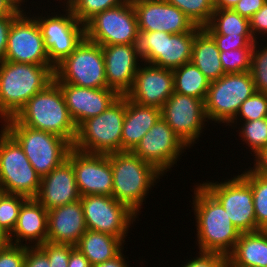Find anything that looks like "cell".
I'll return each mask as SVG.
<instances>
[{
  "label": "cell",
  "mask_w": 267,
  "mask_h": 267,
  "mask_svg": "<svg viewBox=\"0 0 267 267\" xmlns=\"http://www.w3.org/2000/svg\"><path fill=\"white\" fill-rule=\"evenodd\" d=\"M109 160L113 173L112 196L140 215L149 190L164 175L130 151L111 153Z\"/></svg>",
  "instance_id": "cell-4"
},
{
  "label": "cell",
  "mask_w": 267,
  "mask_h": 267,
  "mask_svg": "<svg viewBox=\"0 0 267 267\" xmlns=\"http://www.w3.org/2000/svg\"><path fill=\"white\" fill-rule=\"evenodd\" d=\"M160 117V108L141 105L126 97V112L122 127L121 152H131Z\"/></svg>",
  "instance_id": "cell-26"
},
{
  "label": "cell",
  "mask_w": 267,
  "mask_h": 267,
  "mask_svg": "<svg viewBox=\"0 0 267 267\" xmlns=\"http://www.w3.org/2000/svg\"><path fill=\"white\" fill-rule=\"evenodd\" d=\"M56 83L86 88H107L102 46L86 37L54 70Z\"/></svg>",
  "instance_id": "cell-10"
},
{
  "label": "cell",
  "mask_w": 267,
  "mask_h": 267,
  "mask_svg": "<svg viewBox=\"0 0 267 267\" xmlns=\"http://www.w3.org/2000/svg\"><path fill=\"white\" fill-rule=\"evenodd\" d=\"M191 62L210 82L225 74L220 60V50L212 36L204 28L195 36Z\"/></svg>",
  "instance_id": "cell-28"
},
{
  "label": "cell",
  "mask_w": 267,
  "mask_h": 267,
  "mask_svg": "<svg viewBox=\"0 0 267 267\" xmlns=\"http://www.w3.org/2000/svg\"><path fill=\"white\" fill-rule=\"evenodd\" d=\"M196 257L184 262L181 267H227V257L216 252L199 251Z\"/></svg>",
  "instance_id": "cell-42"
},
{
  "label": "cell",
  "mask_w": 267,
  "mask_h": 267,
  "mask_svg": "<svg viewBox=\"0 0 267 267\" xmlns=\"http://www.w3.org/2000/svg\"><path fill=\"white\" fill-rule=\"evenodd\" d=\"M3 128L18 142L24 154L42 178L62 164L73 145L65 138L18 123L13 117L2 122Z\"/></svg>",
  "instance_id": "cell-5"
},
{
  "label": "cell",
  "mask_w": 267,
  "mask_h": 267,
  "mask_svg": "<svg viewBox=\"0 0 267 267\" xmlns=\"http://www.w3.org/2000/svg\"><path fill=\"white\" fill-rule=\"evenodd\" d=\"M28 13L19 14L13 20L4 60L25 64L51 65L39 24L29 11Z\"/></svg>",
  "instance_id": "cell-16"
},
{
  "label": "cell",
  "mask_w": 267,
  "mask_h": 267,
  "mask_svg": "<svg viewBox=\"0 0 267 267\" xmlns=\"http://www.w3.org/2000/svg\"><path fill=\"white\" fill-rule=\"evenodd\" d=\"M47 233L48 210L36 198H28L22 204L17 224L9 235L10 243L14 245L39 246L47 241ZM24 241L25 243L23 244Z\"/></svg>",
  "instance_id": "cell-25"
},
{
  "label": "cell",
  "mask_w": 267,
  "mask_h": 267,
  "mask_svg": "<svg viewBox=\"0 0 267 267\" xmlns=\"http://www.w3.org/2000/svg\"><path fill=\"white\" fill-rule=\"evenodd\" d=\"M203 28L210 35L252 37L249 19L233 9H215L210 22Z\"/></svg>",
  "instance_id": "cell-30"
},
{
  "label": "cell",
  "mask_w": 267,
  "mask_h": 267,
  "mask_svg": "<svg viewBox=\"0 0 267 267\" xmlns=\"http://www.w3.org/2000/svg\"><path fill=\"white\" fill-rule=\"evenodd\" d=\"M128 0H66L65 5L82 24H86L96 14L126 3Z\"/></svg>",
  "instance_id": "cell-33"
},
{
  "label": "cell",
  "mask_w": 267,
  "mask_h": 267,
  "mask_svg": "<svg viewBox=\"0 0 267 267\" xmlns=\"http://www.w3.org/2000/svg\"><path fill=\"white\" fill-rule=\"evenodd\" d=\"M28 198L0 191V226L10 235L18 220L20 208Z\"/></svg>",
  "instance_id": "cell-36"
},
{
  "label": "cell",
  "mask_w": 267,
  "mask_h": 267,
  "mask_svg": "<svg viewBox=\"0 0 267 267\" xmlns=\"http://www.w3.org/2000/svg\"><path fill=\"white\" fill-rule=\"evenodd\" d=\"M201 185L223 206L240 233L261 230L256 224L251 186L241 175H234L224 182L207 181Z\"/></svg>",
  "instance_id": "cell-11"
},
{
  "label": "cell",
  "mask_w": 267,
  "mask_h": 267,
  "mask_svg": "<svg viewBox=\"0 0 267 267\" xmlns=\"http://www.w3.org/2000/svg\"><path fill=\"white\" fill-rule=\"evenodd\" d=\"M66 7V8H65ZM65 14L58 13L36 18L42 32L50 64L55 68L67 58L85 37V25L80 23L71 10L64 5Z\"/></svg>",
  "instance_id": "cell-13"
},
{
  "label": "cell",
  "mask_w": 267,
  "mask_h": 267,
  "mask_svg": "<svg viewBox=\"0 0 267 267\" xmlns=\"http://www.w3.org/2000/svg\"><path fill=\"white\" fill-rule=\"evenodd\" d=\"M250 32L254 40H257L259 35L267 34V1L263 7L256 12L250 19ZM257 36V37H256Z\"/></svg>",
  "instance_id": "cell-44"
},
{
  "label": "cell",
  "mask_w": 267,
  "mask_h": 267,
  "mask_svg": "<svg viewBox=\"0 0 267 267\" xmlns=\"http://www.w3.org/2000/svg\"><path fill=\"white\" fill-rule=\"evenodd\" d=\"M15 12L22 14L27 13L25 11L24 6L22 7V4L24 5L27 0H4ZM25 11V12H24Z\"/></svg>",
  "instance_id": "cell-52"
},
{
  "label": "cell",
  "mask_w": 267,
  "mask_h": 267,
  "mask_svg": "<svg viewBox=\"0 0 267 267\" xmlns=\"http://www.w3.org/2000/svg\"><path fill=\"white\" fill-rule=\"evenodd\" d=\"M72 163L66 159L41 178L36 200L46 209L63 206L80 200Z\"/></svg>",
  "instance_id": "cell-23"
},
{
  "label": "cell",
  "mask_w": 267,
  "mask_h": 267,
  "mask_svg": "<svg viewBox=\"0 0 267 267\" xmlns=\"http://www.w3.org/2000/svg\"><path fill=\"white\" fill-rule=\"evenodd\" d=\"M63 93L70 116L78 127L86 119L104 112L121 95L112 88H86L57 83Z\"/></svg>",
  "instance_id": "cell-21"
},
{
  "label": "cell",
  "mask_w": 267,
  "mask_h": 267,
  "mask_svg": "<svg viewBox=\"0 0 267 267\" xmlns=\"http://www.w3.org/2000/svg\"><path fill=\"white\" fill-rule=\"evenodd\" d=\"M267 0H239L233 7V10L241 16L250 19L256 12H258Z\"/></svg>",
  "instance_id": "cell-47"
},
{
  "label": "cell",
  "mask_w": 267,
  "mask_h": 267,
  "mask_svg": "<svg viewBox=\"0 0 267 267\" xmlns=\"http://www.w3.org/2000/svg\"><path fill=\"white\" fill-rule=\"evenodd\" d=\"M26 246L9 244L0 248V267H24Z\"/></svg>",
  "instance_id": "cell-41"
},
{
  "label": "cell",
  "mask_w": 267,
  "mask_h": 267,
  "mask_svg": "<svg viewBox=\"0 0 267 267\" xmlns=\"http://www.w3.org/2000/svg\"><path fill=\"white\" fill-rule=\"evenodd\" d=\"M141 65L135 75L132 88L125 96L141 105L155 106L161 109L174 93L173 71L148 63Z\"/></svg>",
  "instance_id": "cell-20"
},
{
  "label": "cell",
  "mask_w": 267,
  "mask_h": 267,
  "mask_svg": "<svg viewBox=\"0 0 267 267\" xmlns=\"http://www.w3.org/2000/svg\"><path fill=\"white\" fill-rule=\"evenodd\" d=\"M265 117H267V94L255 92L241 104L237 115L227 126L234 127L235 124L236 127L240 125L238 121H252Z\"/></svg>",
  "instance_id": "cell-37"
},
{
  "label": "cell",
  "mask_w": 267,
  "mask_h": 267,
  "mask_svg": "<svg viewBox=\"0 0 267 267\" xmlns=\"http://www.w3.org/2000/svg\"><path fill=\"white\" fill-rule=\"evenodd\" d=\"M220 51H228L239 48H253V37H233L229 35H211Z\"/></svg>",
  "instance_id": "cell-43"
},
{
  "label": "cell",
  "mask_w": 267,
  "mask_h": 267,
  "mask_svg": "<svg viewBox=\"0 0 267 267\" xmlns=\"http://www.w3.org/2000/svg\"><path fill=\"white\" fill-rule=\"evenodd\" d=\"M15 11L4 1L0 0V17L10 16Z\"/></svg>",
  "instance_id": "cell-53"
},
{
  "label": "cell",
  "mask_w": 267,
  "mask_h": 267,
  "mask_svg": "<svg viewBox=\"0 0 267 267\" xmlns=\"http://www.w3.org/2000/svg\"><path fill=\"white\" fill-rule=\"evenodd\" d=\"M80 202L87 229L113 235L125 242L131 224L138 218L135 212L113 196L85 195Z\"/></svg>",
  "instance_id": "cell-12"
},
{
  "label": "cell",
  "mask_w": 267,
  "mask_h": 267,
  "mask_svg": "<svg viewBox=\"0 0 267 267\" xmlns=\"http://www.w3.org/2000/svg\"><path fill=\"white\" fill-rule=\"evenodd\" d=\"M199 184L195 186L192 198V210L197 222L198 249L227 257L233 251L241 233L233 225L223 206Z\"/></svg>",
  "instance_id": "cell-1"
},
{
  "label": "cell",
  "mask_w": 267,
  "mask_h": 267,
  "mask_svg": "<svg viewBox=\"0 0 267 267\" xmlns=\"http://www.w3.org/2000/svg\"><path fill=\"white\" fill-rule=\"evenodd\" d=\"M75 247L88 259L92 267L113 259L124 249L119 238L89 229Z\"/></svg>",
  "instance_id": "cell-29"
},
{
  "label": "cell",
  "mask_w": 267,
  "mask_h": 267,
  "mask_svg": "<svg viewBox=\"0 0 267 267\" xmlns=\"http://www.w3.org/2000/svg\"><path fill=\"white\" fill-rule=\"evenodd\" d=\"M173 71L174 92L206 99L210 81L192 62L183 64Z\"/></svg>",
  "instance_id": "cell-31"
},
{
  "label": "cell",
  "mask_w": 267,
  "mask_h": 267,
  "mask_svg": "<svg viewBox=\"0 0 267 267\" xmlns=\"http://www.w3.org/2000/svg\"><path fill=\"white\" fill-rule=\"evenodd\" d=\"M126 257L124 256L123 252L121 251L116 257L111 260H107L101 264H97L93 267H131L126 262Z\"/></svg>",
  "instance_id": "cell-50"
},
{
  "label": "cell",
  "mask_w": 267,
  "mask_h": 267,
  "mask_svg": "<svg viewBox=\"0 0 267 267\" xmlns=\"http://www.w3.org/2000/svg\"><path fill=\"white\" fill-rule=\"evenodd\" d=\"M248 169L240 175L250 184L253 192L256 224L261 230H267V177Z\"/></svg>",
  "instance_id": "cell-32"
},
{
  "label": "cell",
  "mask_w": 267,
  "mask_h": 267,
  "mask_svg": "<svg viewBox=\"0 0 267 267\" xmlns=\"http://www.w3.org/2000/svg\"><path fill=\"white\" fill-rule=\"evenodd\" d=\"M167 3L176 6L196 26L204 27L207 25L215 10L214 0H165Z\"/></svg>",
  "instance_id": "cell-34"
},
{
  "label": "cell",
  "mask_w": 267,
  "mask_h": 267,
  "mask_svg": "<svg viewBox=\"0 0 267 267\" xmlns=\"http://www.w3.org/2000/svg\"><path fill=\"white\" fill-rule=\"evenodd\" d=\"M86 231L80 200L48 210L47 242L76 246Z\"/></svg>",
  "instance_id": "cell-24"
},
{
  "label": "cell",
  "mask_w": 267,
  "mask_h": 267,
  "mask_svg": "<svg viewBox=\"0 0 267 267\" xmlns=\"http://www.w3.org/2000/svg\"><path fill=\"white\" fill-rule=\"evenodd\" d=\"M67 267H92L88 259L81 253V251L74 247L69 256Z\"/></svg>",
  "instance_id": "cell-49"
},
{
  "label": "cell",
  "mask_w": 267,
  "mask_h": 267,
  "mask_svg": "<svg viewBox=\"0 0 267 267\" xmlns=\"http://www.w3.org/2000/svg\"><path fill=\"white\" fill-rule=\"evenodd\" d=\"M125 112L126 96L121 95L104 112L86 119L77 127L73 148L92 154L121 152Z\"/></svg>",
  "instance_id": "cell-6"
},
{
  "label": "cell",
  "mask_w": 267,
  "mask_h": 267,
  "mask_svg": "<svg viewBox=\"0 0 267 267\" xmlns=\"http://www.w3.org/2000/svg\"><path fill=\"white\" fill-rule=\"evenodd\" d=\"M19 15L14 12L10 16L0 17V62L4 61L7 49V39L13 20Z\"/></svg>",
  "instance_id": "cell-46"
},
{
  "label": "cell",
  "mask_w": 267,
  "mask_h": 267,
  "mask_svg": "<svg viewBox=\"0 0 267 267\" xmlns=\"http://www.w3.org/2000/svg\"><path fill=\"white\" fill-rule=\"evenodd\" d=\"M227 267H267V230L241 233Z\"/></svg>",
  "instance_id": "cell-27"
},
{
  "label": "cell",
  "mask_w": 267,
  "mask_h": 267,
  "mask_svg": "<svg viewBox=\"0 0 267 267\" xmlns=\"http://www.w3.org/2000/svg\"><path fill=\"white\" fill-rule=\"evenodd\" d=\"M143 32L178 34L192 32L198 26L176 6L165 0H131Z\"/></svg>",
  "instance_id": "cell-19"
},
{
  "label": "cell",
  "mask_w": 267,
  "mask_h": 267,
  "mask_svg": "<svg viewBox=\"0 0 267 267\" xmlns=\"http://www.w3.org/2000/svg\"><path fill=\"white\" fill-rule=\"evenodd\" d=\"M187 148L189 147L160 117L131 152L164 175L177 164L180 155Z\"/></svg>",
  "instance_id": "cell-15"
},
{
  "label": "cell",
  "mask_w": 267,
  "mask_h": 267,
  "mask_svg": "<svg viewBox=\"0 0 267 267\" xmlns=\"http://www.w3.org/2000/svg\"><path fill=\"white\" fill-rule=\"evenodd\" d=\"M255 92L251 72L224 74L210 82L204 101L207 120L227 126L237 115L241 104Z\"/></svg>",
  "instance_id": "cell-9"
},
{
  "label": "cell",
  "mask_w": 267,
  "mask_h": 267,
  "mask_svg": "<svg viewBox=\"0 0 267 267\" xmlns=\"http://www.w3.org/2000/svg\"><path fill=\"white\" fill-rule=\"evenodd\" d=\"M0 132V191L36 198L41 177L18 142L3 127Z\"/></svg>",
  "instance_id": "cell-8"
},
{
  "label": "cell",
  "mask_w": 267,
  "mask_h": 267,
  "mask_svg": "<svg viewBox=\"0 0 267 267\" xmlns=\"http://www.w3.org/2000/svg\"><path fill=\"white\" fill-rule=\"evenodd\" d=\"M161 117L189 148L197 143L209 122L204 100L175 92L163 104Z\"/></svg>",
  "instance_id": "cell-17"
},
{
  "label": "cell",
  "mask_w": 267,
  "mask_h": 267,
  "mask_svg": "<svg viewBox=\"0 0 267 267\" xmlns=\"http://www.w3.org/2000/svg\"><path fill=\"white\" fill-rule=\"evenodd\" d=\"M67 159L72 163L81 196H112L113 173L109 154L85 153L72 148Z\"/></svg>",
  "instance_id": "cell-18"
},
{
  "label": "cell",
  "mask_w": 267,
  "mask_h": 267,
  "mask_svg": "<svg viewBox=\"0 0 267 267\" xmlns=\"http://www.w3.org/2000/svg\"><path fill=\"white\" fill-rule=\"evenodd\" d=\"M138 31L131 0L96 14L85 24V37L101 46L132 44Z\"/></svg>",
  "instance_id": "cell-14"
},
{
  "label": "cell",
  "mask_w": 267,
  "mask_h": 267,
  "mask_svg": "<svg viewBox=\"0 0 267 267\" xmlns=\"http://www.w3.org/2000/svg\"><path fill=\"white\" fill-rule=\"evenodd\" d=\"M252 49L220 51V60L225 74L250 72Z\"/></svg>",
  "instance_id": "cell-38"
},
{
  "label": "cell",
  "mask_w": 267,
  "mask_h": 267,
  "mask_svg": "<svg viewBox=\"0 0 267 267\" xmlns=\"http://www.w3.org/2000/svg\"><path fill=\"white\" fill-rule=\"evenodd\" d=\"M13 118L24 126L59 135L72 145L76 139L77 126L55 81L33 95Z\"/></svg>",
  "instance_id": "cell-3"
},
{
  "label": "cell",
  "mask_w": 267,
  "mask_h": 267,
  "mask_svg": "<svg viewBox=\"0 0 267 267\" xmlns=\"http://www.w3.org/2000/svg\"><path fill=\"white\" fill-rule=\"evenodd\" d=\"M102 50L107 88L126 95L140 67V58L135 54L132 44L107 45L102 46Z\"/></svg>",
  "instance_id": "cell-22"
},
{
  "label": "cell",
  "mask_w": 267,
  "mask_h": 267,
  "mask_svg": "<svg viewBox=\"0 0 267 267\" xmlns=\"http://www.w3.org/2000/svg\"><path fill=\"white\" fill-rule=\"evenodd\" d=\"M24 267H50L47 254L39 246H26Z\"/></svg>",
  "instance_id": "cell-45"
},
{
  "label": "cell",
  "mask_w": 267,
  "mask_h": 267,
  "mask_svg": "<svg viewBox=\"0 0 267 267\" xmlns=\"http://www.w3.org/2000/svg\"><path fill=\"white\" fill-rule=\"evenodd\" d=\"M10 244L9 235L6 231L0 226V248Z\"/></svg>",
  "instance_id": "cell-54"
},
{
  "label": "cell",
  "mask_w": 267,
  "mask_h": 267,
  "mask_svg": "<svg viewBox=\"0 0 267 267\" xmlns=\"http://www.w3.org/2000/svg\"><path fill=\"white\" fill-rule=\"evenodd\" d=\"M52 65L0 62V123L14 117L26 102L54 81Z\"/></svg>",
  "instance_id": "cell-2"
},
{
  "label": "cell",
  "mask_w": 267,
  "mask_h": 267,
  "mask_svg": "<svg viewBox=\"0 0 267 267\" xmlns=\"http://www.w3.org/2000/svg\"><path fill=\"white\" fill-rule=\"evenodd\" d=\"M202 28L198 26L192 32L178 34L139 30L132 43L133 49L141 63L174 70L191 62L193 42Z\"/></svg>",
  "instance_id": "cell-7"
},
{
  "label": "cell",
  "mask_w": 267,
  "mask_h": 267,
  "mask_svg": "<svg viewBox=\"0 0 267 267\" xmlns=\"http://www.w3.org/2000/svg\"><path fill=\"white\" fill-rule=\"evenodd\" d=\"M255 40L251 55V75L255 84L256 92L267 94V43L266 47L260 48Z\"/></svg>",
  "instance_id": "cell-39"
},
{
  "label": "cell",
  "mask_w": 267,
  "mask_h": 267,
  "mask_svg": "<svg viewBox=\"0 0 267 267\" xmlns=\"http://www.w3.org/2000/svg\"><path fill=\"white\" fill-rule=\"evenodd\" d=\"M239 2V0H215V9H233V7Z\"/></svg>",
  "instance_id": "cell-51"
},
{
  "label": "cell",
  "mask_w": 267,
  "mask_h": 267,
  "mask_svg": "<svg viewBox=\"0 0 267 267\" xmlns=\"http://www.w3.org/2000/svg\"><path fill=\"white\" fill-rule=\"evenodd\" d=\"M238 127L241 140L250 147L251 152L255 155L261 148L267 146V117L252 121H240ZM243 123V124H242Z\"/></svg>",
  "instance_id": "cell-35"
},
{
  "label": "cell",
  "mask_w": 267,
  "mask_h": 267,
  "mask_svg": "<svg viewBox=\"0 0 267 267\" xmlns=\"http://www.w3.org/2000/svg\"><path fill=\"white\" fill-rule=\"evenodd\" d=\"M39 247L47 254L50 267H67L71 250L75 247L70 244H55L44 242Z\"/></svg>",
  "instance_id": "cell-40"
},
{
  "label": "cell",
  "mask_w": 267,
  "mask_h": 267,
  "mask_svg": "<svg viewBox=\"0 0 267 267\" xmlns=\"http://www.w3.org/2000/svg\"><path fill=\"white\" fill-rule=\"evenodd\" d=\"M253 167H249L254 173L267 177V146L261 148L255 155Z\"/></svg>",
  "instance_id": "cell-48"
}]
</instances>
